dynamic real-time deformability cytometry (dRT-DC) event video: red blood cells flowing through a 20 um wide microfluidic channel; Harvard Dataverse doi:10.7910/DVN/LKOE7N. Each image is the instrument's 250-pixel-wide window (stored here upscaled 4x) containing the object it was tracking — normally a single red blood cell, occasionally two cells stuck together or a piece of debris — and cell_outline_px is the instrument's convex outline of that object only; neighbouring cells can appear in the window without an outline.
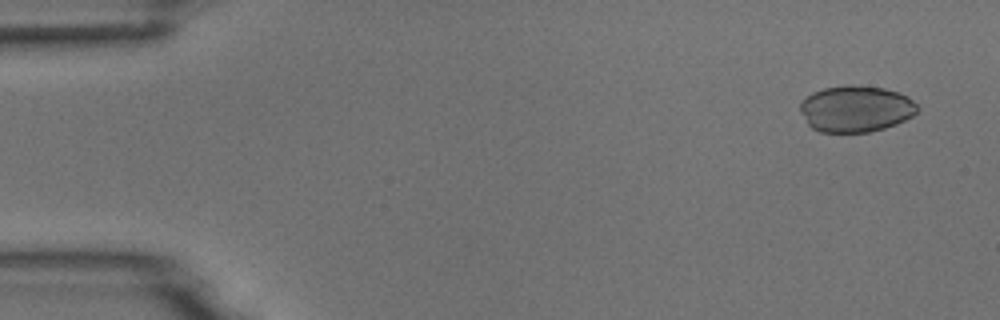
{"species": "common noctule bat (a hibernating species)", "species_latin": "Nyctalus noctula", "temperature_condition": "room temperature", "stored_images_in_passage": 7, "camera_frame_rate_fps": 3000, "um_per_image_px": 0.085, "animal": {"sex": "male", "body_mass_g": 18.8}, "frame": {"image": 1, "passage_image": 1, "time_ms": 0.0, "image_size_px": [1000, 320], "cell_outline_px": [[920, 108], [912, 116], [896, 124], [884, 128], [868, 132], [820, 132], [812, 128], [808, 124], [800, 108], [800, 104], [812, 92], [824, 88], [848, 84], [852, 84], [884, 88], [908, 96]], "centroid_in_image_um": [72.76, 9.24], "position_along_channel_um": 12.2, "area_um2": 31.62}}
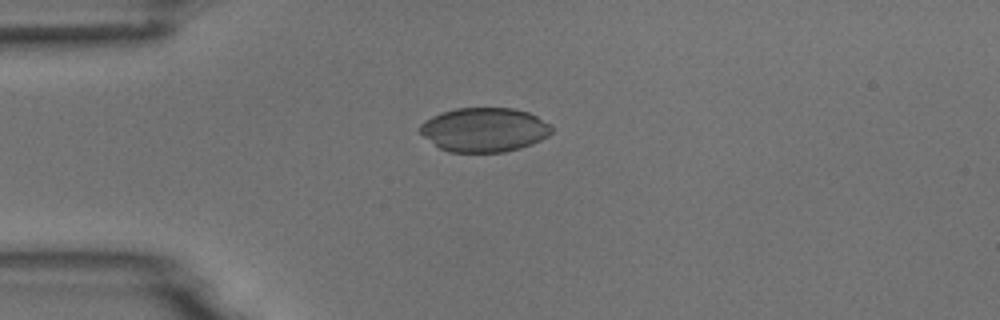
{"frame": {"image": 2, "passage_image": 4, "time_ms": 3.333, "image_size_px": [1000, 320], "cell_outline_px": [[552, 132], [548, 136], [532, 144], [520, 148], [504, 152], [448, 152], [440, 148], [424, 136], [420, 132], [420, 124], [424, 120], [432, 116], [456, 108], [512, 108], [528, 112], [552, 124]], "centroid_in_image_um": [41.19, 11.03], "position_along_channel_um": 43.8, "area_um2": 33.87}}